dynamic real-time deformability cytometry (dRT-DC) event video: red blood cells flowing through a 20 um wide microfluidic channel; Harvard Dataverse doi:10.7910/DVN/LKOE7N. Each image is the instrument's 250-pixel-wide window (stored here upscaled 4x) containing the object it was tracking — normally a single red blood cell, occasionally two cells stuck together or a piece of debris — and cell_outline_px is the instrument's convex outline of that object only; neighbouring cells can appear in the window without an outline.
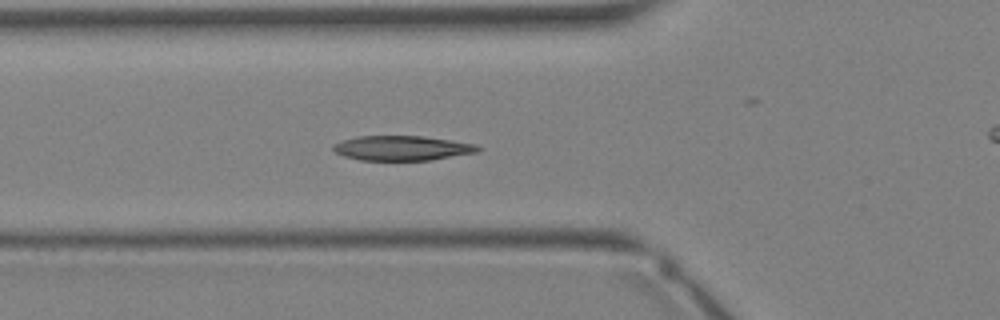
{"species": "Egyptian fruit bat (a non-hibernating species)", "species_latin": "Rousettus aegyptiacus", "temperature_condition": "warm", "stored_images_in_passage": 36, "camera_frame_rate_fps": 3000, "um_per_image_px": 0.085, "animal": {"sex": "female"}, "frame": {"image": 1, "passage_image": 13, "time_ms": 4.0, "image_size_px": [1000, 320], "cell_outline_px": [[484, 148], [476, 152], [432, 160], [360, 160], [344, 156], [336, 152], [332, 148], [336, 144], [344, 140], [356, 136], [424, 136], [452, 140], [476, 144]], "centroid_in_image_um": [34.23, 12.58], "position_along_channel_um": 91.6, "area_um2": 20.81}}
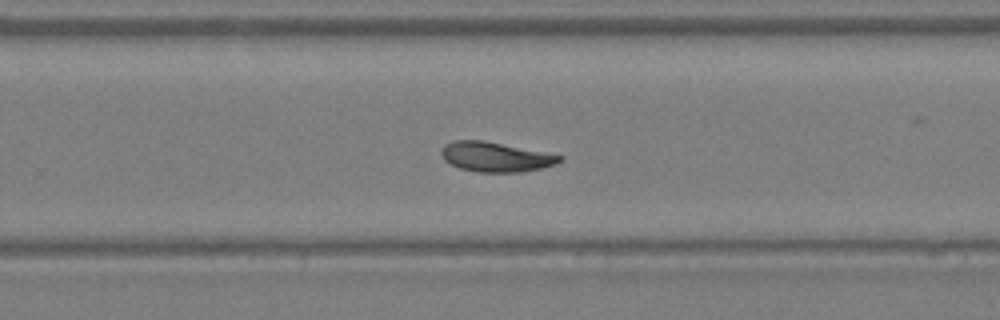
{"frame": {"image": 2, "passage_image": 23, "time_ms": 7.333, "image_size_px": [1000, 320], "cell_outline_px": [[564, 160], [556, 164], [540, 168], [520, 172], [476, 172], [460, 168], [444, 160], [440, 152], [444, 144], [452, 140], [484, 140], [564, 156]], "centroid_in_image_um": [42.11, 13.33], "position_along_channel_um": 287.7, "area_um2": 20.52}}
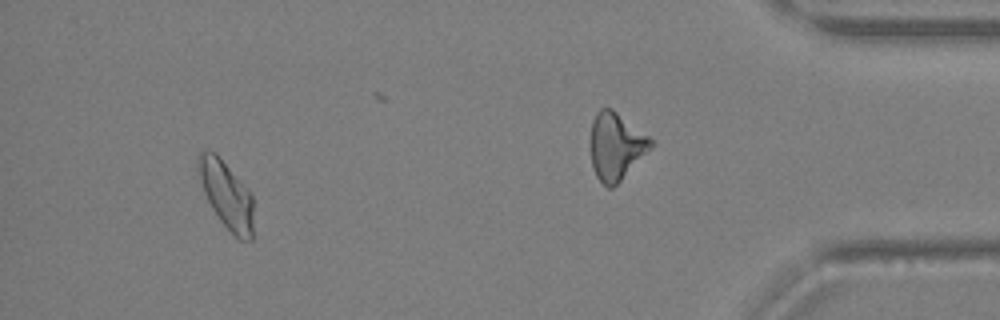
{"frame": {"image": 3, "passage_image": 33, "time_ms": 10.667, "image_size_px": [1000, 320], "cell_outline_px": [[252, 240], [240, 240], [220, 220], [212, 208], [204, 192], [196, 164], [200, 152], [216, 152], [252, 192]], "centroid_in_image_um": [19.26, 16.53], "position_along_channel_um": 415.9, "area_um2": 21.39}}